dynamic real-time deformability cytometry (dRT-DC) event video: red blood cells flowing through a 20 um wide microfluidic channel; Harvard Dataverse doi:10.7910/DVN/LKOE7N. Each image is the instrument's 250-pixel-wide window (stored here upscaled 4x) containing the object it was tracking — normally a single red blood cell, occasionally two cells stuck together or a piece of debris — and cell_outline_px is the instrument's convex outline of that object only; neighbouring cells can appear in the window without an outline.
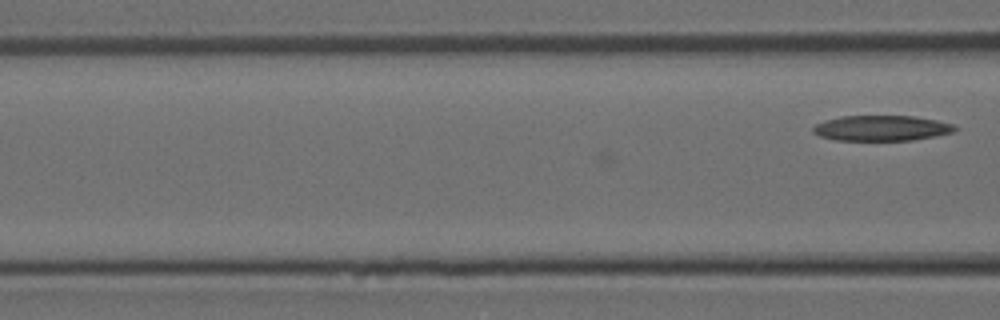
{"species": "Egyptian fruit bat (a non-hibernating species)", "species_latin": "Rousettus aegyptiacus", "temperature_condition": "room temperature", "stored_images_in_passage": 3, "camera_frame_rate_fps": 3000, "um_per_image_px": 0.085, "animal": {"sex": "female"}, "frame": {"image": 1, "passage_image": 3, "time_ms": 0.667, "image_size_px": [1000, 320], "cell_outline_px": [[956, 128], [952, 132], [936, 136], [912, 140], [836, 140], [820, 136], [812, 132], [812, 128], [816, 124], [824, 120], [840, 116], [912, 116], [936, 120], [952, 124]], "centroid_in_image_um": [74.88, 10.89], "position_along_channel_um": 91.7, "area_um2": 20.87}}